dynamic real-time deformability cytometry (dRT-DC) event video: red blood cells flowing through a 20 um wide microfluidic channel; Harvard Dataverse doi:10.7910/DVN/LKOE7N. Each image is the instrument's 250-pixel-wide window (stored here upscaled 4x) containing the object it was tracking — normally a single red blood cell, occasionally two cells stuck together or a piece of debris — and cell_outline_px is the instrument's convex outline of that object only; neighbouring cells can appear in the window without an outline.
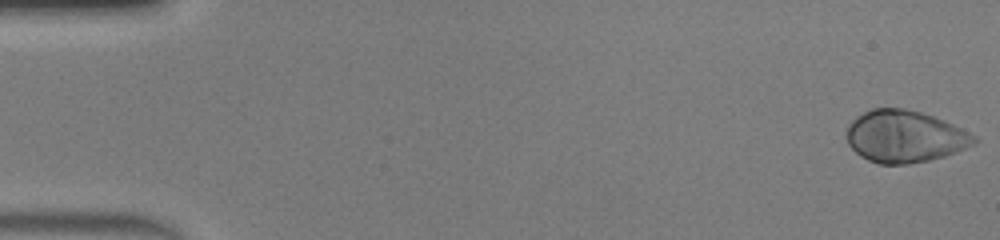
{"species": "human", "species_latin": "Homo sapiens", "temperature_condition": "warm", "stored_images_in_passage": 49, "camera_frame_rate_fps": 3000, "um_per_image_px": 0.085, "donor": {"sex": "male"}, "frame": {"image": 1, "passage_image": 1, "time_ms": 0.0, "image_size_px": [1000, 240], "cell_outline_px": [[980, 140], [976, 144], [956, 152], [944, 156], [928, 160], [908, 164], [880, 164], [868, 160], [860, 156], [848, 144], [844, 136], [848, 124], [856, 116], [872, 108], [904, 108], [920, 112], [944, 120], [976, 136]], "centroid_in_image_um": [76.88, 11.6], "position_along_channel_um": 8.1, "area_um2": 38.9}}
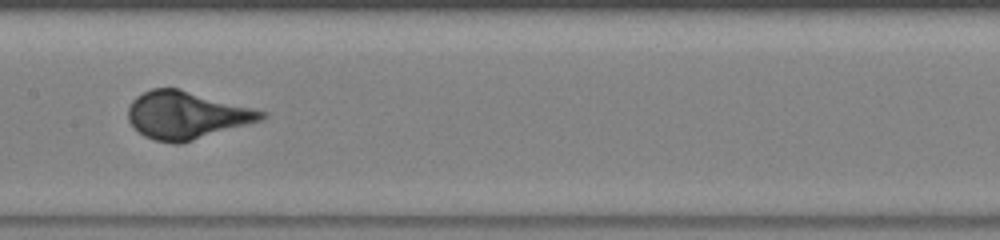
{"frame": {"image": 2, "passage_image": 25, "time_ms": 8.0, "image_size_px": [1000, 240], "cell_outline_px": [[268, 116], [264, 120], [180, 144], [172, 144], [156, 140], [144, 136], [128, 120], [128, 108], [132, 100], [136, 96], [152, 88], [176, 88], [268, 112]], "centroid_in_image_um": [15.87, 9.8], "position_along_channel_um": 191.5, "area_um2": 36.82}}
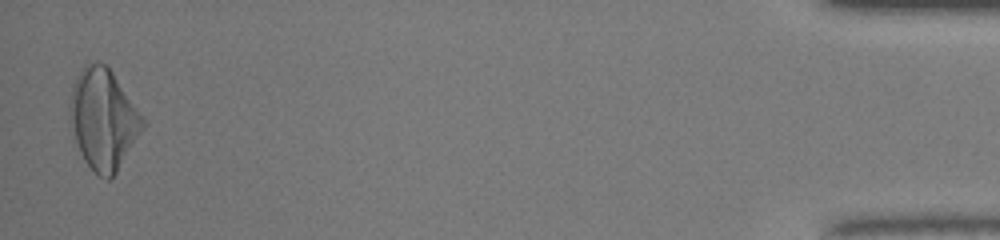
{"frame": {"image": 3, "passage_image": 48, "time_ms": 15.667, "image_size_px": [1000, 240], "cell_outline_px": [[148, 124], [116, 172], [108, 180], [104, 180], [84, 160], [72, 136], [68, 116], [68, 108], [72, 88], [76, 76], [88, 64], [104, 64], [112, 72], [148, 120]], "centroid_in_image_um": [8.81, 10.16], "position_along_channel_um": 426.4, "area_um2": 43.06}}